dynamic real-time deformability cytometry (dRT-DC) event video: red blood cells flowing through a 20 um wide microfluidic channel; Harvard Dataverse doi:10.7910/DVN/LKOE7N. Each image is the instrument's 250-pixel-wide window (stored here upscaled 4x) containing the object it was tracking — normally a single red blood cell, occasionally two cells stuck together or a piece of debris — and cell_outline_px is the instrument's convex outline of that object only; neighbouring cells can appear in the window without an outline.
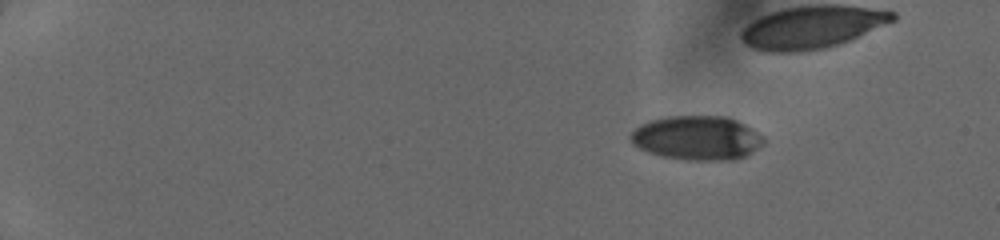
{"species": "human", "species_latin": "Homo sapiens", "temperature_condition": "cold", "stored_images_in_passage": 47, "camera_frame_rate_fps": 3000, "um_per_image_px": 0.085, "donor": {"sex": "female"}, "frame": {"image": 1, "passage_image": 1, "time_ms": 0.0, "image_size_px": [1000, 240], "cell_outline_px": [[764, 144], [752, 152], [736, 160], [684, 160], [664, 156], [648, 152], [632, 144], [632, 132], [636, 128], [652, 120], [668, 116], [728, 116], [744, 124], [764, 136]], "centroid_in_image_um": [59.29, 11.73], "position_along_channel_um": 25.7, "area_um2": 34.04}}
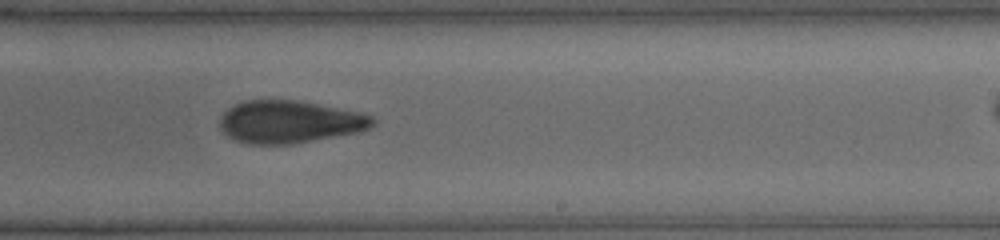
{"frame": {"image": 2, "passage_image": 33, "time_ms": 8.667, "image_size_px": [1000, 240], "cell_outline_px": [[376, 124], [372, 128], [360, 132], [292, 144], [248, 144], [236, 140], [228, 136], [220, 128], [220, 116], [228, 108], [236, 104], [248, 100], [296, 100], [360, 112], [372, 116], [376, 120]], "centroid_in_image_um": [24.65, 10.36], "position_along_channel_um": 264.4, "area_um2": 37.97}}
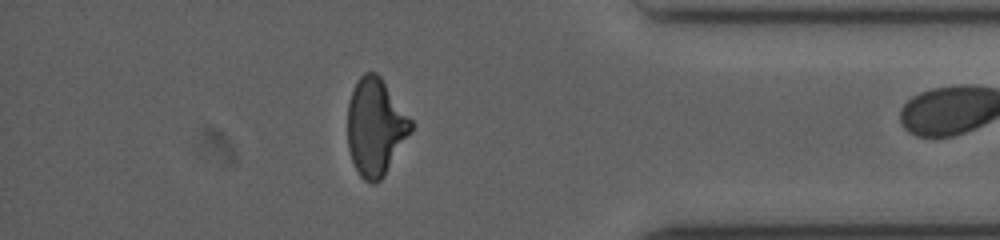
{"frame": {"image": 3, "passage_image": 46, "time_ms": 12.333, "image_size_px": [1000, 240], "cell_outline_px": [[412, 132], [384, 176], [376, 184], [372, 184], [364, 180], [360, 176], [352, 160], [348, 148], [348, 100], [356, 80], [364, 72], [376, 72], [380, 76], [412, 120]], "centroid_in_image_um": [31.91, 10.79], "position_along_channel_um": 403.3, "area_um2": 36.07}}